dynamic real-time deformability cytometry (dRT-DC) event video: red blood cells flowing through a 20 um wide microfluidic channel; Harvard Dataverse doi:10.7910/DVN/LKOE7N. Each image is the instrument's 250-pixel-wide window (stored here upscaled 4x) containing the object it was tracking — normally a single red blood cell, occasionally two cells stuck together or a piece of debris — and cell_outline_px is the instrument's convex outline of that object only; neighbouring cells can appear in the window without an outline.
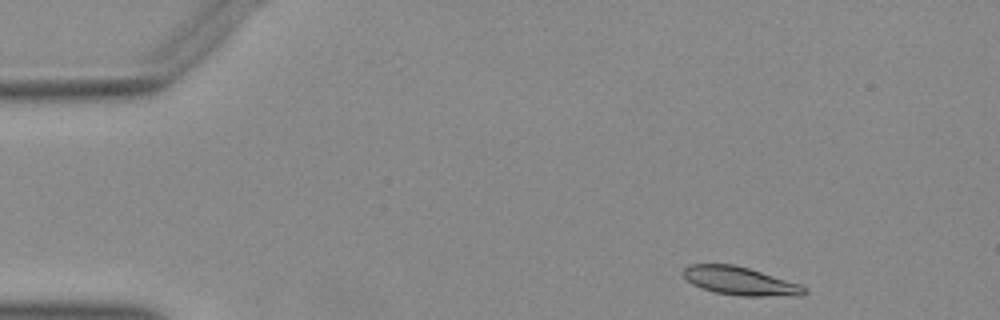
{"species": "Egyptian fruit bat (a non-hibernating species)", "species_latin": "Rousettus aegyptiacus", "temperature_condition": "warm", "stored_images_in_passage": 46, "camera_frame_rate_fps": 3000, "um_per_image_px": 0.085, "animal": {"sex": "female"}, "frame": {"image": 1, "passage_image": 1, "time_ms": 0.0, "image_size_px": [1000, 320], "cell_outline_px": [[808, 292], [800, 296], [740, 296], [716, 292], [692, 284], [680, 272], [688, 264], [732, 264], [748, 268], [800, 284], [808, 288]], "centroid_in_image_um": [62.93, 23.89], "position_along_channel_um": 22.1, "area_um2": 19.94}}
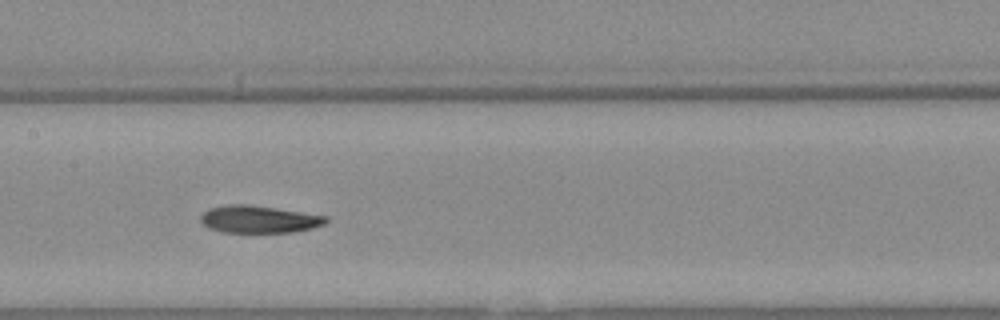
{"frame": {"image": 2, "passage_image": 20, "time_ms": 6.333, "image_size_px": [1000, 320], "cell_outline_px": [[328, 220], [324, 224], [312, 228], [292, 232], [220, 232], [208, 228], [200, 220], [200, 216], [208, 208], [228, 204], [244, 204], [276, 208], [328, 216]], "centroid_in_image_um": [21.98, 18.63], "position_along_channel_um": 185.4, "area_um2": 19.94}}
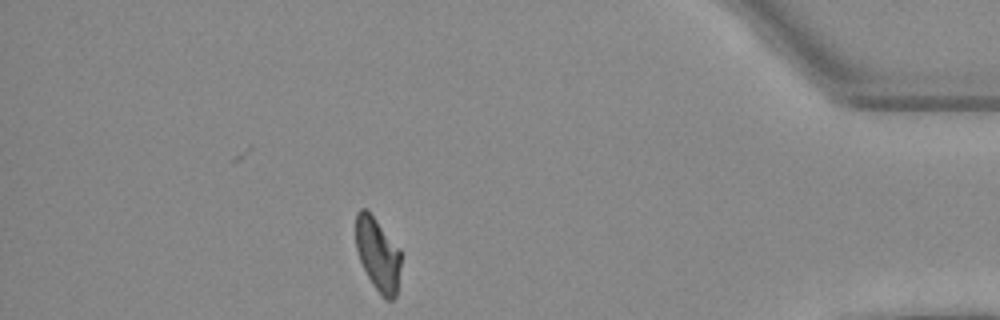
{"frame": {"image": 3, "passage_image": 40, "time_ms": 13.0, "image_size_px": [1000, 320], "cell_outline_px": [[400, 268], [396, 296], [392, 300], [384, 300], [372, 284], [360, 260], [356, 248], [356, 212], [360, 208], [364, 208], [372, 216], [400, 248]], "centroid_in_image_um": [32.12, 21.65], "position_along_channel_um": 403.1, "area_um2": 19.07}}